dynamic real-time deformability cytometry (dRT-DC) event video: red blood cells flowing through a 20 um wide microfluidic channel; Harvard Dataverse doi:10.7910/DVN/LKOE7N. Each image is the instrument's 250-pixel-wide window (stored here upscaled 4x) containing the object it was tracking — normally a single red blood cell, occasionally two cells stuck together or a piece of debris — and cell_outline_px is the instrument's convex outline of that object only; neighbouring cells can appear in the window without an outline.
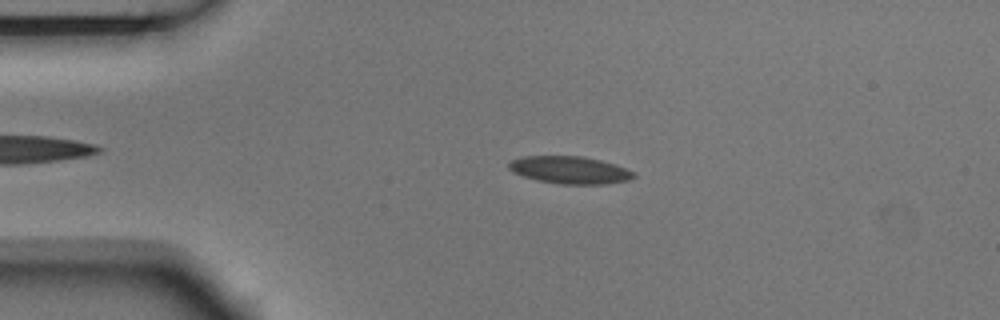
{"species": "Egyptian fruit bat (a non-hibernating species)", "species_latin": "Rousettus aegyptiacus", "temperature_condition": "room temperature", "stored_images_in_passage": 3, "camera_frame_rate_fps": 3000, "um_per_image_px": 0.085, "animal": {"sex": "male"}, "frame": {"image": 1, "passage_image": 2, "time_ms": 0.333, "image_size_px": [1000, 320], "cell_outline_px": [[636, 176], [628, 180], [604, 184], [560, 184], [536, 180], [524, 176], [508, 168], [508, 160], [520, 156], [584, 156], [616, 164], [636, 172]], "centroid_in_image_um": [48.44, 14.44], "position_along_channel_um": 36.6, "area_um2": 20.11}}